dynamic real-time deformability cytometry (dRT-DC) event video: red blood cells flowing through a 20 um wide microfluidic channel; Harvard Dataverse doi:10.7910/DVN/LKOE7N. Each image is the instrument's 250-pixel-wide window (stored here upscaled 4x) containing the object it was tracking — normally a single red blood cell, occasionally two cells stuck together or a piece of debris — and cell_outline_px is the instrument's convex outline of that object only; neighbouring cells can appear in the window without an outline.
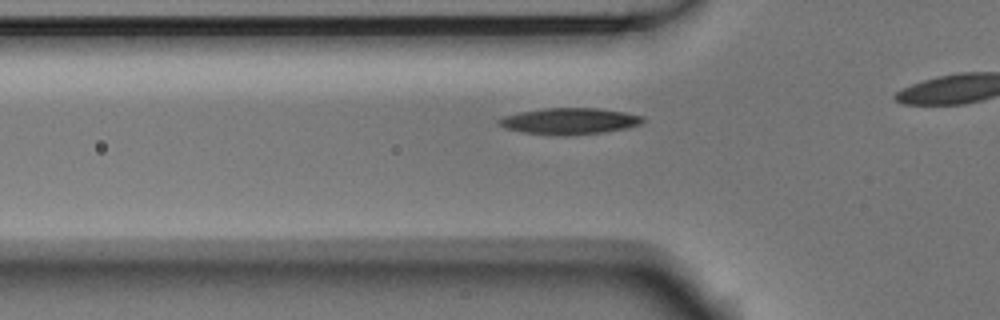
{"species": "Egyptian fruit bat (a non-hibernating species)", "species_latin": "Rousettus aegyptiacus", "temperature_condition": "room temperature", "stored_images_in_passage": 37, "camera_frame_rate_fps": 3000, "um_per_image_px": 0.085, "animal": {"sex": "male"}, "frame": {"image": 1, "passage_image": 12, "time_ms": 3.667, "image_size_px": [1000, 320], "cell_outline_px": [[648, 120], [640, 124], [628, 128], [604, 132], [564, 136], [560, 136], [524, 132], [504, 128], [496, 120], [504, 116], [520, 112], [544, 108], [600, 108], [624, 112], [644, 116]], "centroid_in_image_um": [48.46, 10.29], "position_along_channel_um": 77.3, "area_um2": 22.25}}
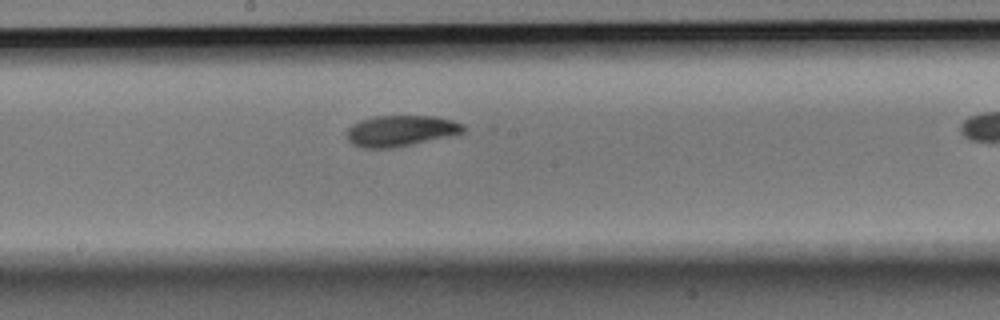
{"frame": {"image": 2, "passage_image": 23, "time_ms": 7.333, "image_size_px": [1000, 320], "cell_outline_px": [[464, 132], [448, 136], [392, 148], [364, 148], [352, 144], [348, 140], [348, 128], [352, 124], [360, 120], [372, 116], [436, 116], [452, 120], [464, 124]], "centroid_in_image_um": [34.04, 11.11], "position_along_channel_um": 214.2, "area_um2": 20.87}}
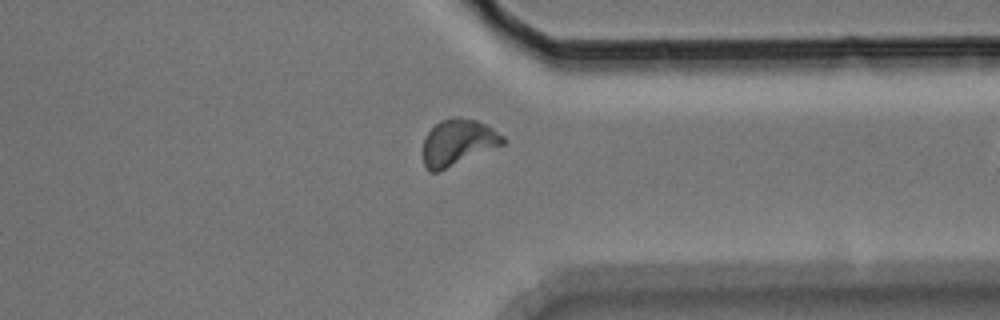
{"frame": {"image": 3, "passage_image": 36, "time_ms": 11.667, "image_size_px": [1000, 320], "cell_outline_px": [[504, 144], [440, 172], [432, 172], [424, 164], [424, 136], [440, 120], [452, 116], [460, 116], [476, 120], [488, 124], [504, 136]], "centroid_in_image_um": [38.94, 12.08], "position_along_channel_um": 372.5, "area_um2": 21.73}}